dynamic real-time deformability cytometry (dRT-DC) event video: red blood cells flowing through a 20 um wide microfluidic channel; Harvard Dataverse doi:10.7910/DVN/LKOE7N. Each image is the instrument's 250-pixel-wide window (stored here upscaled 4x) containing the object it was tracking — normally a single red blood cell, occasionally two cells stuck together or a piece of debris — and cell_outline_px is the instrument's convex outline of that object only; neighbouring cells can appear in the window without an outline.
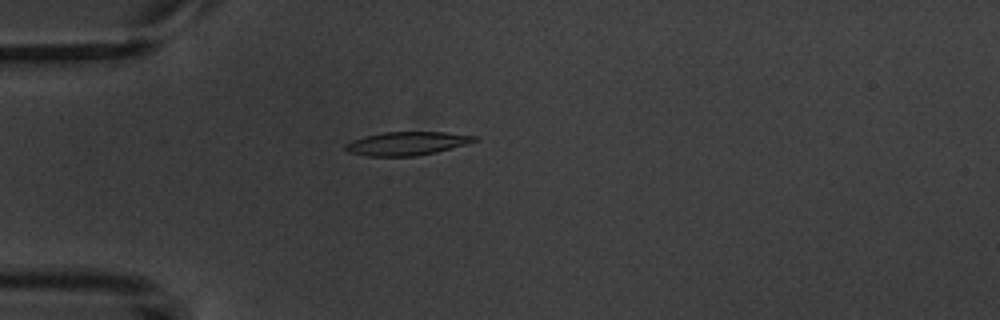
{"species": "common noctule bat (a hibernating species)", "species_latin": "Nyctalus noctula", "temperature_condition": "warm", "stored_images_in_passage": 4, "camera_frame_rate_fps": 3000, "um_per_image_px": 0.085, "animal": {"sex": "male", "body_mass_g": 20.1, "forearm_length_mm": 53.5}, "frame": {"image": 1, "passage_image": 4, "time_ms": 3.333, "image_size_px": [1000, 320], "cell_outline_px": [[480, 140], [468, 144], [436, 152], [416, 156], [368, 156], [348, 152], [344, 148], [344, 144], [352, 140], [364, 136], [384, 132], [444, 132], [476, 136]], "centroid_in_image_um": [34.59, 12.19], "position_along_channel_um": 50.4, "area_um2": 17.74}}